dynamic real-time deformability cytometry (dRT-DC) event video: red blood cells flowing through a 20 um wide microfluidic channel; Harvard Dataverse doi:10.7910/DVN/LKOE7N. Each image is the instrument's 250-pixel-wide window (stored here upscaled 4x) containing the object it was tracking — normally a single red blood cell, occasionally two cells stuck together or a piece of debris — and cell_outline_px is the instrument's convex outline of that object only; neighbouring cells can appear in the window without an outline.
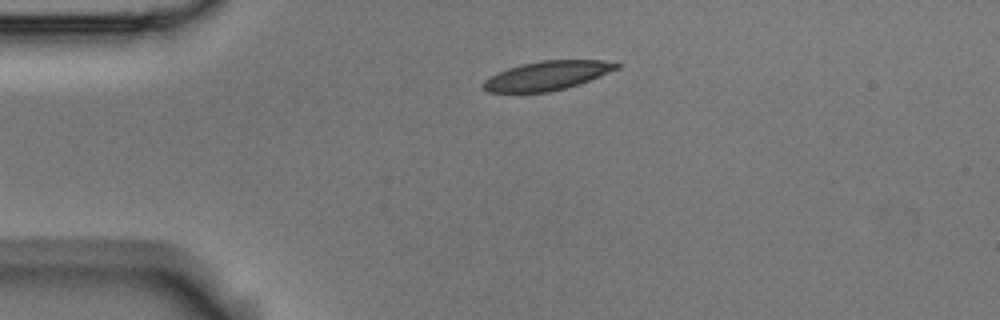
{"species": "Egyptian fruit bat (a non-hibernating species)", "species_latin": "Rousettus aegyptiacus", "temperature_condition": "room temperature", "stored_images_in_passage": 3, "camera_frame_rate_fps": 3000, "um_per_image_px": 0.085, "animal": {"sex": "male"}, "frame": {"image": 1, "passage_image": 3, "time_ms": 0.667, "image_size_px": [1000, 320], "cell_outline_px": [[620, 68], [580, 84], [548, 92], [488, 92], [480, 84], [484, 80], [508, 68], [520, 64], [540, 60], [604, 60], [620, 64]], "centroid_in_image_um": [46.52, 6.42], "position_along_channel_um": 38.5, "area_um2": 22.48}}